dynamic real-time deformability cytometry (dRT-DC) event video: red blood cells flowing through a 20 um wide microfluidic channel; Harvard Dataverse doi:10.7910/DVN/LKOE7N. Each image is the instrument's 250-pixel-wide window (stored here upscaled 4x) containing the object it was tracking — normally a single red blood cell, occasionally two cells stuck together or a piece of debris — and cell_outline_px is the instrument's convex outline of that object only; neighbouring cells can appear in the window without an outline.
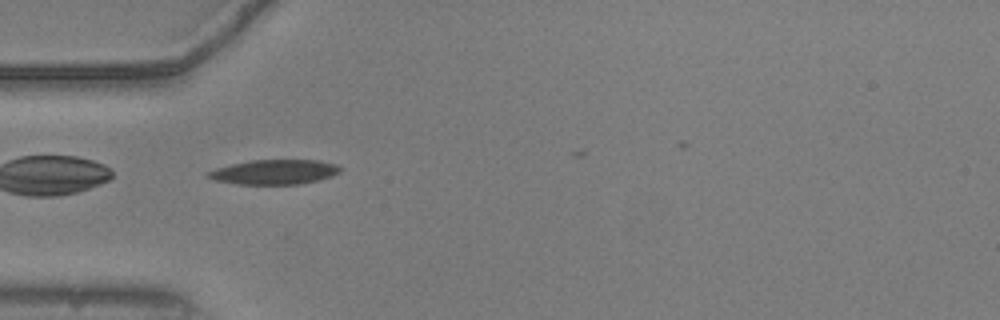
{"species": "common noctule bat (a hibernating species)", "species_latin": "Nyctalus noctula", "temperature_condition": "warm", "stored_images_in_passage": 5, "camera_frame_rate_fps": 3000, "um_per_image_px": 0.085, "animal": {"sex": "male", "body_mass_g": 20.5, "forearm_length_mm": 52.5}, "frame": {"image": 1, "passage_image": 1, "time_ms": 0.0, "image_size_px": [1000, 320], "cell_outline_px": [[344, 168], [340, 172], [332, 176], [300, 184], [236, 184], [216, 180], [204, 176], [204, 172], [216, 168], [232, 164], [252, 160], [320, 160], [336, 164]], "centroid_in_image_um": [23.32, 14.61], "position_along_channel_um": 61.7, "area_um2": 19.13}}